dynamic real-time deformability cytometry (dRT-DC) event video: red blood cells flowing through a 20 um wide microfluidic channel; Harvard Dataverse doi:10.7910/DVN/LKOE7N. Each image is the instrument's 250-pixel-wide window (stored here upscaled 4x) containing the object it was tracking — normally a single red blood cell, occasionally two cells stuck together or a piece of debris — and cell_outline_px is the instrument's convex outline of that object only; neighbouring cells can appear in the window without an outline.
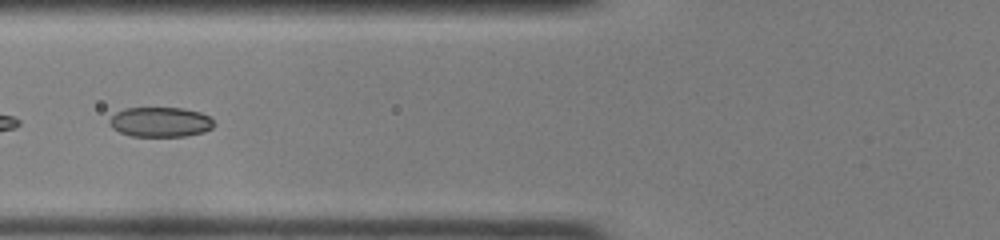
{"species": "common noctule bat (a hibernating species)", "species_latin": "Nyctalus noctula", "temperature_condition": "room temperature", "stored_images_in_passage": 11, "camera_frame_rate_fps": 3000, "um_per_image_px": 0.085, "animal": {"sex": "female", "body_mass_g": 22.0, "forearm_length_mm": 56.7}, "frame": {"image": 1, "passage_image": 5, "time_ms": 1.333, "image_size_px": [1000, 240], "cell_outline_px": [[216, 124], [212, 128], [204, 132], [184, 136], [132, 136], [120, 132], [112, 128], [108, 124], [108, 120], [116, 112], [124, 108], [180, 108], [200, 112], [208, 116]], "centroid_in_image_um": [13.61, 10.37], "position_along_channel_um": 112.2, "area_um2": 18.21}}